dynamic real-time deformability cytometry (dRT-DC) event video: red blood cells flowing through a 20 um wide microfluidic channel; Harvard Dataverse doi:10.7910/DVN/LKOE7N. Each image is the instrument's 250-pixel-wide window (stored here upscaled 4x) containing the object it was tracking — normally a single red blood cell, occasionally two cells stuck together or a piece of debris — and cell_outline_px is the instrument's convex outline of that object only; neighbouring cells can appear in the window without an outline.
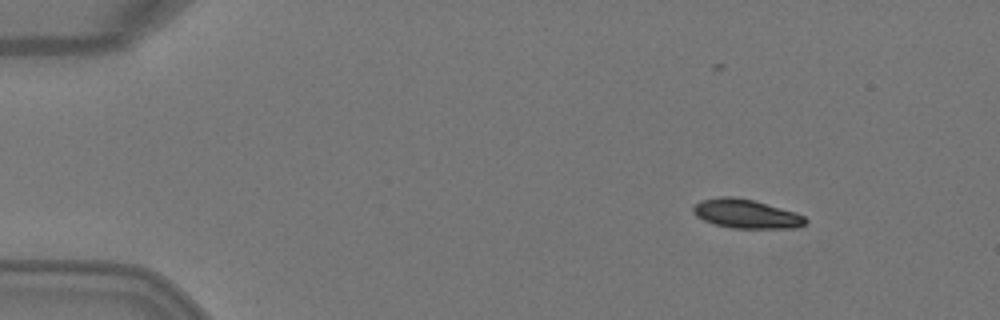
{"species": "Egyptian fruit bat (a non-hibernating species)", "species_latin": "Rousettus aegyptiacus", "temperature_condition": "warm", "stored_images_in_passage": 5, "camera_frame_rate_fps": 3000, "um_per_image_px": 0.085, "animal": {"sex": "female"}, "frame": {"image": 1, "passage_image": 1, "time_ms": 0.0, "image_size_px": [1000, 320], "cell_outline_px": [[808, 220], [800, 228], [732, 228], [716, 224], [704, 220], [696, 216], [692, 212], [692, 208], [700, 200], [720, 196], [732, 196], [752, 200], [796, 212], [804, 216]], "centroid_in_image_um": [63.43, 18.17], "position_along_channel_um": 21.6, "area_um2": 18.96}}